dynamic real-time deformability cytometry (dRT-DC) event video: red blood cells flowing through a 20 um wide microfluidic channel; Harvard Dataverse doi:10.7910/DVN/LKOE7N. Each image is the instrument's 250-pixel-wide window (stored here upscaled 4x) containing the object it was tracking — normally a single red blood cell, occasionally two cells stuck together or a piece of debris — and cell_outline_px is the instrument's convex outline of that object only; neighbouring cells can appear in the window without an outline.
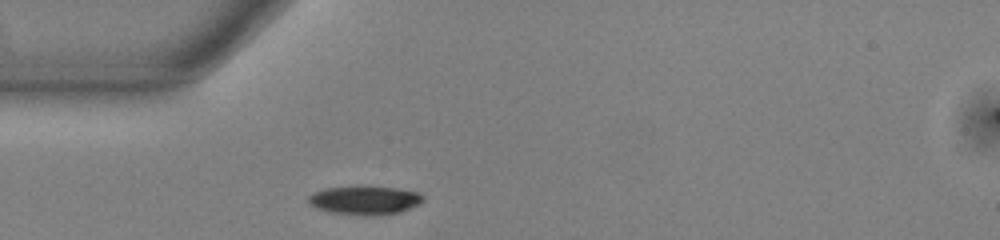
{"species": "common noctule bat (a hibernating species)", "species_latin": "Nyctalus noctula", "temperature_condition": "warm", "stored_images_in_passage": 39, "camera_frame_rate_fps": 3000, "um_per_image_px": 0.085, "animal": {"sex": "male", "body_mass_g": 13.0, "forearm_length_mm": 53.1}, "frame": {"image": 1, "passage_image": 1, "time_ms": 0.0, "image_size_px": [1000, 240], "cell_outline_px": [[424, 200], [420, 204], [400, 212], [332, 212], [316, 208], [308, 204], [308, 196], [312, 192], [328, 188], [396, 188], [420, 192], [424, 196]], "centroid_in_image_um": [31.02, 16.98], "position_along_channel_um": 54.0, "area_um2": 17.74}}
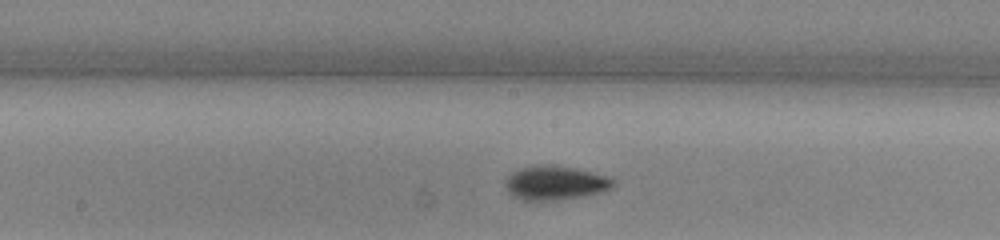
{"frame": {"image": 2, "passage_image": 13, "time_ms": 4.0, "image_size_px": [1000, 240], "cell_outline_px": [[616, 184], [612, 188], [604, 192], [584, 196], [552, 200], [524, 200], [508, 192], [504, 188], [504, 184], [508, 176], [512, 172], [520, 168], [532, 164], [552, 164], [576, 168], [608, 176], [616, 180]], "centroid_in_image_um": [47.22, 15.52], "position_along_channel_um": 201.0, "area_um2": 21.79}}
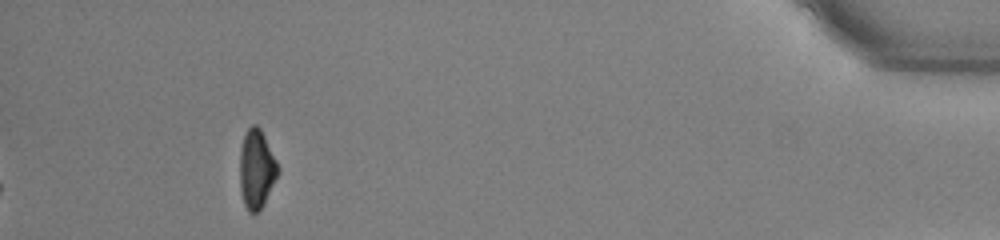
{"frame": {"image": 3, "passage_image": 35, "time_ms": 11.333, "image_size_px": [1000, 240], "cell_outline_px": [[280, 172], [264, 204], [256, 212], [248, 212], [244, 204], [240, 192], [240, 148], [244, 136], [248, 128], [252, 124], [256, 124], [260, 128], [280, 168]], "centroid_in_image_um": [21.81, 14.38], "position_along_channel_um": 413.4, "area_um2": 17.57}, "authors_computed_cell_mechanics": {"area_um2": 19.074, "velocity_mm_per_s": 3.8364, "shape_relaxation_time_tau1_ms": 2.3643, "shape_relaxation_time_tau2_ms": null, "deformation_change_tau1": 0.1418, "deformation_change_tau2": null}}